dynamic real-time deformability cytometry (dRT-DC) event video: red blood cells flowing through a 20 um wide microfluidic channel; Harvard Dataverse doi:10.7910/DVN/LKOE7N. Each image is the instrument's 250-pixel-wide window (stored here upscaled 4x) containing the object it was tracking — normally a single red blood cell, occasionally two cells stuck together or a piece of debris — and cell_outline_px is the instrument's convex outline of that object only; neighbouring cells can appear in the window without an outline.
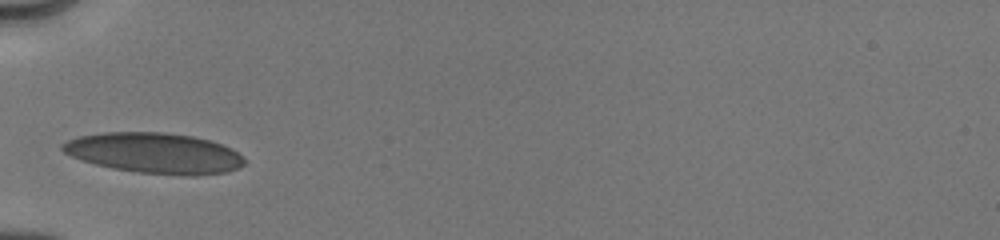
{"species": "human", "species_latin": "Homo sapiens", "temperature_condition": "cold", "stored_images_in_passage": 2, "camera_frame_rate_fps": 3000, "um_per_image_px": 0.085, "donor": {"sex": "male"}, "frame": {"image": 1, "passage_image": 1, "time_ms": 0.0, "image_size_px": [1000, 240], "cell_outline_px": [[244, 164], [228, 172], [196, 176], [188, 176], [136, 172], [112, 168], [96, 164], [72, 156], [64, 152], [60, 148], [60, 144], [68, 140], [80, 136], [104, 132], [164, 132], [192, 136], [208, 140], [232, 148], [244, 156]], "centroid_in_image_um": [13.15, 13.01], "position_along_channel_um": 71.9, "area_um2": 43.0}}